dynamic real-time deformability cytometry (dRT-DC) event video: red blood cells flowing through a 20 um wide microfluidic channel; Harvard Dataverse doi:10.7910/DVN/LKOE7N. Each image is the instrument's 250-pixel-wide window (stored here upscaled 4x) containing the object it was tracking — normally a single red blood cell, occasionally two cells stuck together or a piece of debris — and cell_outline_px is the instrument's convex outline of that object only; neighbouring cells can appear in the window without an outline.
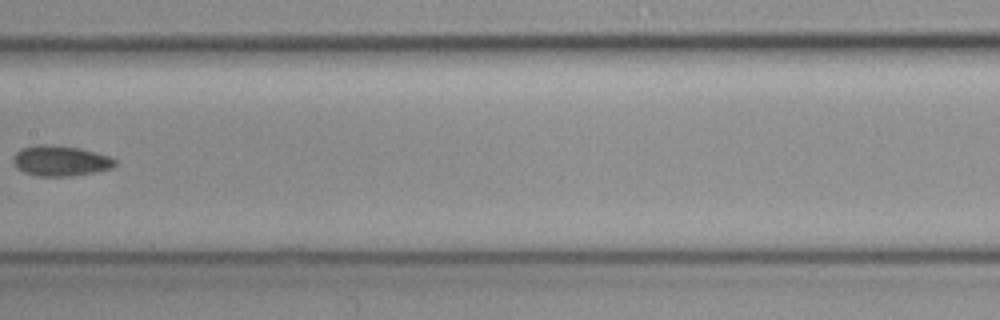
{"species": "common noctule bat (a hibernating species)", "species_latin": "Nyctalus noctula", "temperature_condition": "cold", "stored_images_in_passage": 6, "camera_frame_rate_fps": 3000, "um_per_image_px": 0.085, "animal": {"sex": "female", "body_mass_g": 19.3, "forearm_length_mm": 54.1}, "frame": {"image": 1, "passage_image": 6, "time_ms": 1.667, "image_size_px": [1000, 320], "cell_outline_px": [[116, 164], [112, 168], [96, 172], [72, 176], [36, 176], [24, 172], [12, 160], [12, 156], [16, 152], [24, 148], [40, 144], [44, 144], [80, 148], [108, 156], [116, 160]], "centroid_in_image_um": [5.16, 13.68], "position_along_channel_um": 202.2, "area_um2": 17.86}}